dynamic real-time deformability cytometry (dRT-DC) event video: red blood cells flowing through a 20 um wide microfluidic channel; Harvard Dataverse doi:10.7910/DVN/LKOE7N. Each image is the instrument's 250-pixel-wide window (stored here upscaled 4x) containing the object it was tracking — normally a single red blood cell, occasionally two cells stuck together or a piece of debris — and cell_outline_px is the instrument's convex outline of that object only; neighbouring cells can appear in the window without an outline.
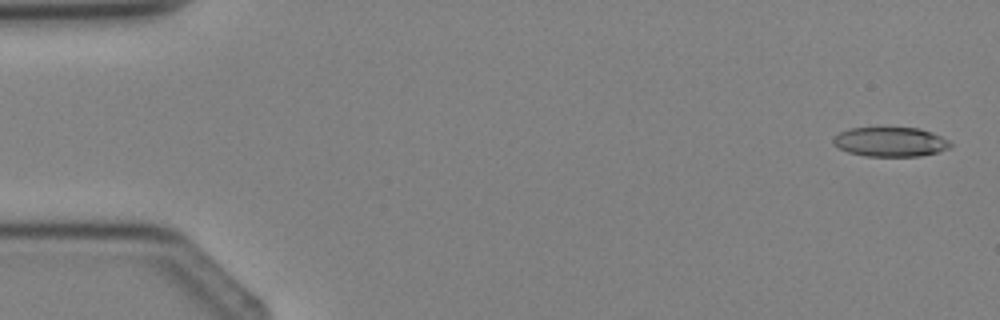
{"species": "Egyptian fruit bat (a non-hibernating species)", "species_latin": "Rousettus aegyptiacus", "temperature_condition": "cold", "stored_images_in_passage": 4, "camera_frame_rate_fps": 3000, "um_per_image_px": 0.085, "animal": {"sex": "female"}, "frame": {"image": 1, "passage_image": 1, "time_ms": 0.0, "image_size_px": [1000, 320], "cell_outline_px": [[952, 144], [948, 148], [936, 152], [920, 156], [864, 156], [848, 152], [832, 144], [832, 136], [848, 128], [920, 128], [932, 132], [948, 140]], "centroid_in_image_um": [75.63, 12.05], "position_along_channel_um": 9.4, "area_um2": 20.11}}
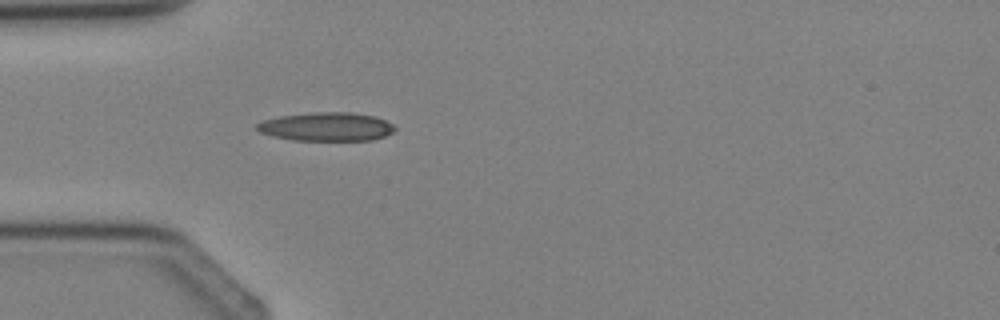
{"frame": {"image": 2, "passage_image": 4, "time_ms": 3.333, "image_size_px": [1000, 320], "cell_outline_px": [[396, 128], [392, 132], [384, 136], [372, 140], [292, 140], [272, 136], [260, 132], [256, 128], [256, 124], [260, 120], [280, 116], [312, 112], [352, 112], [376, 116], [392, 124]], "centroid_in_image_um": [27.72, 10.76], "position_along_channel_um": 57.3, "area_um2": 23.12}}